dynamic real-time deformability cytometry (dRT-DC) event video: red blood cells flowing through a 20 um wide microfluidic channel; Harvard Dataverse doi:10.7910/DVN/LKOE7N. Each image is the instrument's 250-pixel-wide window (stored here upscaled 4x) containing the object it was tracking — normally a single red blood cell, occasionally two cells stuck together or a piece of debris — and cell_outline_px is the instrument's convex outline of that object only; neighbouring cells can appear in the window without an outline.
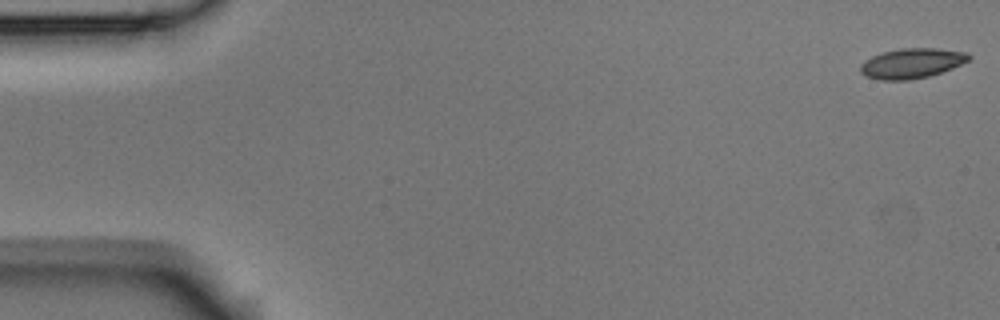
{"species": "Egyptian fruit bat (a non-hibernating species)", "species_latin": "Rousettus aegyptiacus", "temperature_condition": "room temperature", "stored_images_in_passage": 9, "camera_frame_rate_fps": 3000, "um_per_image_px": 0.085, "animal": {"sex": "male"}, "frame": {"image": 1, "passage_image": 1, "time_ms": 0.0, "image_size_px": [1000, 320], "cell_outline_px": [[972, 56], [968, 60], [952, 68], [928, 76], [908, 80], [880, 80], [864, 76], [860, 72], [860, 64], [864, 60], [872, 56], [884, 52], [900, 48], [936, 48], [968, 52]], "centroid_in_image_um": [77.47, 5.37], "position_along_channel_um": 7.5, "area_um2": 18.96}}